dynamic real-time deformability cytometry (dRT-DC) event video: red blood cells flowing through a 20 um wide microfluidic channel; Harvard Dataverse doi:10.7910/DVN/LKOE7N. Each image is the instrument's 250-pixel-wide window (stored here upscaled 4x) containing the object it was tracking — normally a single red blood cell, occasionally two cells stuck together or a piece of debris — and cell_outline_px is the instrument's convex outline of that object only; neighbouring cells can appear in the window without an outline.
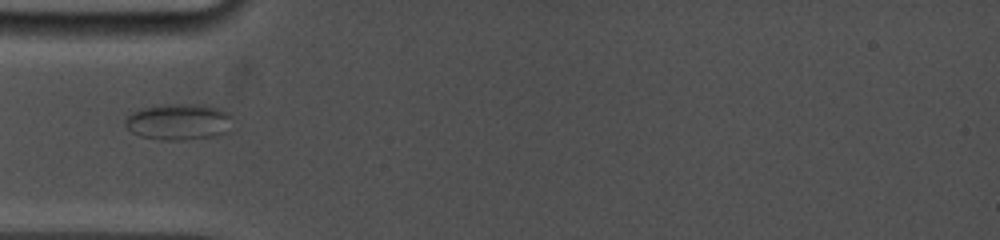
{"species": "common noctule bat (a hibernating species)", "species_latin": "Nyctalus noctula", "temperature_condition": "cold", "stored_images_in_passage": 47, "camera_frame_rate_fps": 5000, "um_per_image_px": 0.085, "animal": {"sex": "female", "body_mass_g": 19.0, "forearm_length_mm": 53.3}, "frame": {"image": 1, "passage_image": 1, "time_ms": 0.0, "image_size_px": [1000, 240], "cell_outline_px": [[232, 116], [224, 132], [212, 136], [184, 140], [160, 140], [140, 136], [132, 132], [124, 124], [124, 120], [132, 112], [140, 108], [168, 104], [204, 104], [220, 108], [228, 112]], "centroid_in_image_um": [15.14, 10.34], "position_along_channel_um": 69.9, "area_um2": 22.6}}
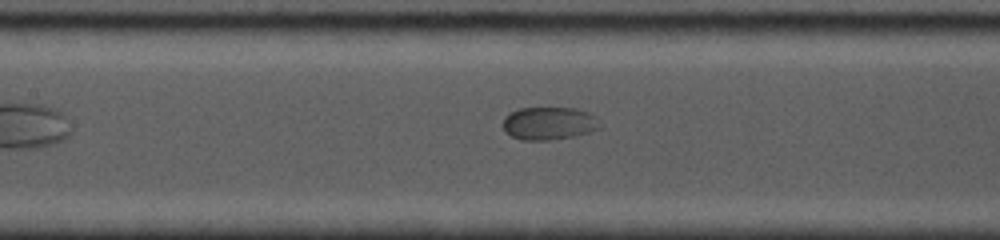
{"frame": {"image": 2, "passage_image": 13, "time_ms": 2.4, "image_size_px": [1000, 240], "cell_outline_px": [[600, 128], [576, 136], [552, 140], [520, 140], [504, 132], [504, 116], [520, 108], [576, 108], [588, 112], [596, 116]], "centroid_in_image_um": [46.66, 10.49], "position_along_channel_um": 160.7, "area_um2": 18.61}}
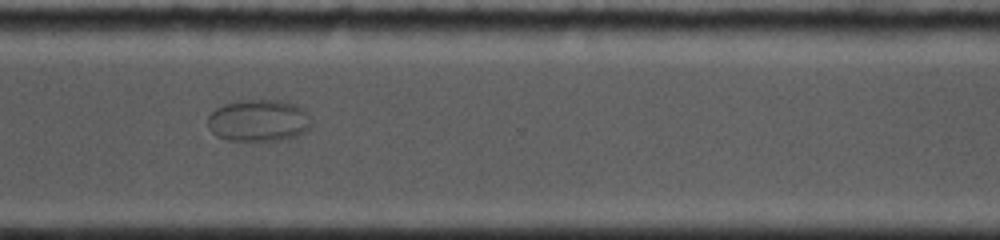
{"frame": {"image": 3, "passage_image": 35, "time_ms": 7.4, "image_size_px": [1000, 240], "cell_outline_px": [[312, 124], [304, 132], [296, 136], [280, 140], [228, 140], [216, 136], [208, 128], [208, 116], [216, 108], [224, 104], [240, 100], [280, 100], [292, 104], [300, 108]], "centroid_in_image_um": [21.92, 10.25], "position_along_channel_um": 348.7, "area_um2": 24.97}}